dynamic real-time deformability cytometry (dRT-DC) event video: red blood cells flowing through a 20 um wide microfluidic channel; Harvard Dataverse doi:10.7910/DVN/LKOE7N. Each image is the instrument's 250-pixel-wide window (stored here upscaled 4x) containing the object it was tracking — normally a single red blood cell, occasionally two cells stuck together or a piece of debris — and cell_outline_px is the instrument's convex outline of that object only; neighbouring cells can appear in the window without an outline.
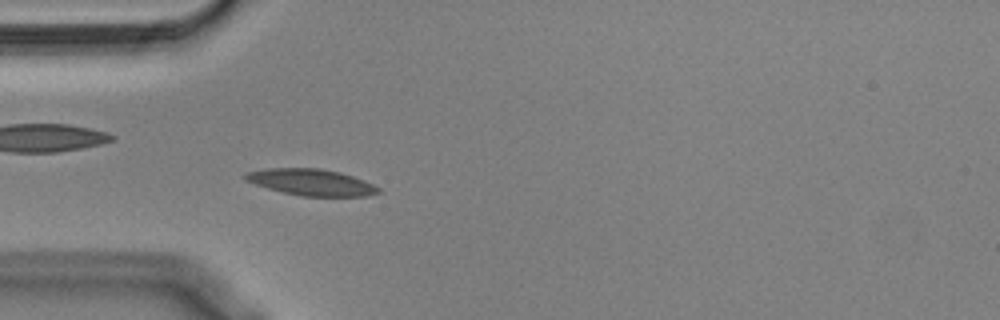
{"species": "Egyptian fruit bat (a non-hibernating species)", "species_latin": "Rousettus aegyptiacus", "temperature_condition": "cold", "stored_images_in_passage": 56, "segment_of_instrument_passage": [1, 2], "camera_frame_rate_fps": 3000, "um_per_image_px": 0.085, "animal": {"sex": "male"}, "frame": {"image": 1, "passage_image": 16, "time_ms": 5.0, "image_size_px": [1000, 320], "cell_outline_px": [[380, 192], [364, 196], [300, 196], [268, 188], [244, 180], [244, 176], [248, 172], [268, 168], [320, 168], [340, 172], [364, 180], [380, 188]], "centroid_in_image_um": [26.47, 15.49], "position_along_channel_um": 58.5, "area_um2": 20.29}}
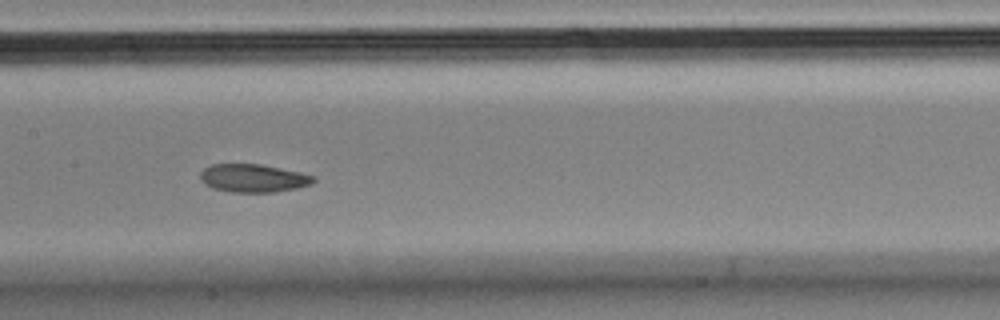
{"frame": {"image": 2, "passage_image": 27, "time_ms": 8.667, "image_size_px": [1000, 320], "cell_outline_px": [[316, 180], [312, 184], [296, 188], [276, 192], [232, 192], [212, 188], [204, 184], [200, 180], [200, 172], [204, 168], [212, 164], [260, 164], [300, 172], [316, 176]], "centroid_in_image_um": [21.53, 15.14], "position_along_channel_um": 185.9, "area_um2": 18.67}}
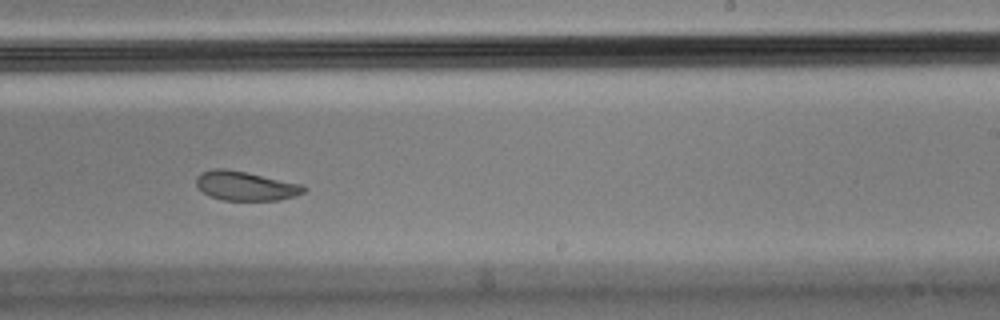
{"frame": {"image": 3, "passage_image": 34, "time_ms": 11.0, "image_size_px": [1000, 320], "cell_outline_px": [[308, 188], [304, 192], [296, 196], [280, 200], [224, 200], [208, 196], [196, 184], [196, 176], [200, 172], [216, 168], [224, 168], [244, 172], [300, 184]], "centroid_in_image_um": [20.85, 15.81], "position_along_channel_um": 268.1, "area_um2": 18.15}}